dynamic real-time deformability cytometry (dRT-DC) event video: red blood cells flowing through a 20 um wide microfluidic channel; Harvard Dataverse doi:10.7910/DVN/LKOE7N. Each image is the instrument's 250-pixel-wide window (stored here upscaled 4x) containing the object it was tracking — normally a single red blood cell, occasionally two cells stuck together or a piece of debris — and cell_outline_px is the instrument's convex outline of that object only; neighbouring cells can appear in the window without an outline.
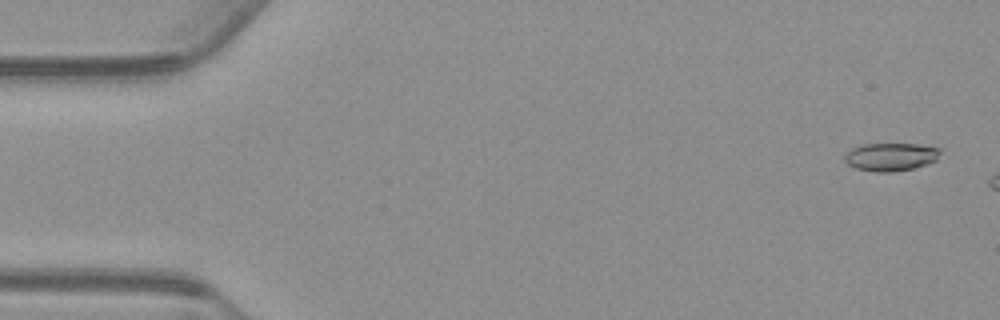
{"species": "common noctule bat (a hibernating species)", "species_latin": "Nyctalus noctula", "temperature_condition": "warm", "stored_images_in_passage": 8, "camera_frame_rate_fps": 3000, "um_per_image_px": 0.085, "animal": {"sex": "male", "body_mass_g": 23.1, "forearm_length_mm": 52.7}, "frame": {"image": 1, "passage_image": 2, "time_ms": 0.333, "image_size_px": [1000, 320], "cell_outline_px": [[940, 152], [936, 160], [928, 164], [912, 168], [892, 172], [876, 172], [856, 168], [848, 164], [844, 160], [844, 156], [852, 148], [864, 144], [916, 144], [940, 148]], "centroid_in_image_um": [75.71, 13.33], "position_along_channel_um": 9.3, "area_um2": 15.49}}